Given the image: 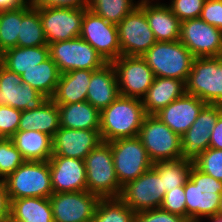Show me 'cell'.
<instances>
[{
  "label": "cell",
  "instance_id": "cell-1",
  "mask_svg": "<svg viewBox=\"0 0 222 222\" xmlns=\"http://www.w3.org/2000/svg\"><path fill=\"white\" fill-rule=\"evenodd\" d=\"M142 99L119 95L100 112V136L104 142L136 137L146 117Z\"/></svg>",
  "mask_w": 222,
  "mask_h": 222
},
{
  "label": "cell",
  "instance_id": "cell-2",
  "mask_svg": "<svg viewBox=\"0 0 222 222\" xmlns=\"http://www.w3.org/2000/svg\"><path fill=\"white\" fill-rule=\"evenodd\" d=\"M186 219L199 222L203 217L218 215L222 197V181L198 170L194 165L184 185Z\"/></svg>",
  "mask_w": 222,
  "mask_h": 222
},
{
  "label": "cell",
  "instance_id": "cell-3",
  "mask_svg": "<svg viewBox=\"0 0 222 222\" xmlns=\"http://www.w3.org/2000/svg\"><path fill=\"white\" fill-rule=\"evenodd\" d=\"M87 191L100 199L119 198L122 186L117 179L110 142H100L84 159Z\"/></svg>",
  "mask_w": 222,
  "mask_h": 222
},
{
  "label": "cell",
  "instance_id": "cell-4",
  "mask_svg": "<svg viewBox=\"0 0 222 222\" xmlns=\"http://www.w3.org/2000/svg\"><path fill=\"white\" fill-rule=\"evenodd\" d=\"M142 57L155 77L174 78L185 82L195 58L180 40L157 41Z\"/></svg>",
  "mask_w": 222,
  "mask_h": 222
},
{
  "label": "cell",
  "instance_id": "cell-5",
  "mask_svg": "<svg viewBox=\"0 0 222 222\" xmlns=\"http://www.w3.org/2000/svg\"><path fill=\"white\" fill-rule=\"evenodd\" d=\"M9 200L53 194L48 161H25L6 179Z\"/></svg>",
  "mask_w": 222,
  "mask_h": 222
},
{
  "label": "cell",
  "instance_id": "cell-6",
  "mask_svg": "<svg viewBox=\"0 0 222 222\" xmlns=\"http://www.w3.org/2000/svg\"><path fill=\"white\" fill-rule=\"evenodd\" d=\"M185 85L187 94L222 106V56L194 58Z\"/></svg>",
  "mask_w": 222,
  "mask_h": 222
},
{
  "label": "cell",
  "instance_id": "cell-7",
  "mask_svg": "<svg viewBox=\"0 0 222 222\" xmlns=\"http://www.w3.org/2000/svg\"><path fill=\"white\" fill-rule=\"evenodd\" d=\"M138 137L153 163L182 158L181 136L155 115H146Z\"/></svg>",
  "mask_w": 222,
  "mask_h": 222
},
{
  "label": "cell",
  "instance_id": "cell-8",
  "mask_svg": "<svg viewBox=\"0 0 222 222\" xmlns=\"http://www.w3.org/2000/svg\"><path fill=\"white\" fill-rule=\"evenodd\" d=\"M114 168L121 186L135 180L153 167L138 136L110 141Z\"/></svg>",
  "mask_w": 222,
  "mask_h": 222
},
{
  "label": "cell",
  "instance_id": "cell-9",
  "mask_svg": "<svg viewBox=\"0 0 222 222\" xmlns=\"http://www.w3.org/2000/svg\"><path fill=\"white\" fill-rule=\"evenodd\" d=\"M50 57L60 73L72 70H98L107 62L81 37L49 44Z\"/></svg>",
  "mask_w": 222,
  "mask_h": 222
},
{
  "label": "cell",
  "instance_id": "cell-10",
  "mask_svg": "<svg viewBox=\"0 0 222 222\" xmlns=\"http://www.w3.org/2000/svg\"><path fill=\"white\" fill-rule=\"evenodd\" d=\"M166 190L163 177L152 167L122 186L120 199L135 213L160 208Z\"/></svg>",
  "mask_w": 222,
  "mask_h": 222
},
{
  "label": "cell",
  "instance_id": "cell-11",
  "mask_svg": "<svg viewBox=\"0 0 222 222\" xmlns=\"http://www.w3.org/2000/svg\"><path fill=\"white\" fill-rule=\"evenodd\" d=\"M119 94L142 99L154 81V73L142 56L121 55L112 61Z\"/></svg>",
  "mask_w": 222,
  "mask_h": 222
},
{
  "label": "cell",
  "instance_id": "cell-12",
  "mask_svg": "<svg viewBox=\"0 0 222 222\" xmlns=\"http://www.w3.org/2000/svg\"><path fill=\"white\" fill-rule=\"evenodd\" d=\"M80 37L88 42L107 63L121 56L117 25L106 21L89 8L82 19Z\"/></svg>",
  "mask_w": 222,
  "mask_h": 222
},
{
  "label": "cell",
  "instance_id": "cell-13",
  "mask_svg": "<svg viewBox=\"0 0 222 222\" xmlns=\"http://www.w3.org/2000/svg\"><path fill=\"white\" fill-rule=\"evenodd\" d=\"M40 15L47 44L80 37L82 19L88 8L35 7Z\"/></svg>",
  "mask_w": 222,
  "mask_h": 222
},
{
  "label": "cell",
  "instance_id": "cell-14",
  "mask_svg": "<svg viewBox=\"0 0 222 222\" xmlns=\"http://www.w3.org/2000/svg\"><path fill=\"white\" fill-rule=\"evenodd\" d=\"M117 30L121 55L142 56L157 42L139 6L117 24Z\"/></svg>",
  "mask_w": 222,
  "mask_h": 222
},
{
  "label": "cell",
  "instance_id": "cell-15",
  "mask_svg": "<svg viewBox=\"0 0 222 222\" xmlns=\"http://www.w3.org/2000/svg\"><path fill=\"white\" fill-rule=\"evenodd\" d=\"M180 41L195 58L222 56V30L200 17L181 22Z\"/></svg>",
  "mask_w": 222,
  "mask_h": 222
},
{
  "label": "cell",
  "instance_id": "cell-16",
  "mask_svg": "<svg viewBox=\"0 0 222 222\" xmlns=\"http://www.w3.org/2000/svg\"><path fill=\"white\" fill-rule=\"evenodd\" d=\"M54 222H91L100 198L88 191L53 193L49 197Z\"/></svg>",
  "mask_w": 222,
  "mask_h": 222
},
{
  "label": "cell",
  "instance_id": "cell-17",
  "mask_svg": "<svg viewBox=\"0 0 222 222\" xmlns=\"http://www.w3.org/2000/svg\"><path fill=\"white\" fill-rule=\"evenodd\" d=\"M47 99L30 84L23 83L19 74L4 66L0 68V106L8 105L20 111L33 110Z\"/></svg>",
  "mask_w": 222,
  "mask_h": 222
},
{
  "label": "cell",
  "instance_id": "cell-18",
  "mask_svg": "<svg viewBox=\"0 0 222 222\" xmlns=\"http://www.w3.org/2000/svg\"><path fill=\"white\" fill-rule=\"evenodd\" d=\"M219 118V105L206 104L197 119L181 136L183 159L195 161L209 148L211 131Z\"/></svg>",
  "mask_w": 222,
  "mask_h": 222
},
{
  "label": "cell",
  "instance_id": "cell-19",
  "mask_svg": "<svg viewBox=\"0 0 222 222\" xmlns=\"http://www.w3.org/2000/svg\"><path fill=\"white\" fill-rule=\"evenodd\" d=\"M100 142L99 130L60 127L52 138V156L84 160Z\"/></svg>",
  "mask_w": 222,
  "mask_h": 222
},
{
  "label": "cell",
  "instance_id": "cell-20",
  "mask_svg": "<svg viewBox=\"0 0 222 222\" xmlns=\"http://www.w3.org/2000/svg\"><path fill=\"white\" fill-rule=\"evenodd\" d=\"M48 162L53 193L87 191L84 160L51 156Z\"/></svg>",
  "mask_w": 222,
  "mask_h": 222
},
{
  "label": "cell",
  "instance_id": "cell-21",
  "mask_svg": "<svg viewBox=\"0 0 222 222\" xmlns=\"http://www.w3.org/2000/svg\"><path fill=\"white\" fill-rule=\"evenodd\" d=\"M205 105L206 103L201 99L186 93L154 115L173 132L182 136L195 122L199 112Z\"/></svg>",
  "mask_w": 222,
  "mask_h": 222
},
{
  "label": "cell",
  "instance_id": "cell-22",
  "mask_svg": "<svg viewBox=\"0 0 222 222\" xmlns=\"http://www.w3.org/2000/svg\"><path fill=\"white\" fill-rule=\"evenodd\" d=\"M119 95L116 72L111 63L92 72L87 91V102L101 112Z\"/></svg>",
  "mask_w": 222,
  "mask_h": 222
},
{
  "label": "cell",
  "instance_id": "cell-23",
  "mask_svg": "<svg viewBox=\"0 0 222 222\" xmlns=\"http://www.w3.org/2000/svg\"><path fill=\"white\" fill-rule=\"evenodd\" d=\"M185 94V81L155 77L146 95L142 98V104L147 115H154Z\"/></svg>",
  "mask_w": 222,
  "mask_h": 222
},
{
  "label": "cell",
  "instance_id": "cell-24",
  "mask_svg": "<svg viewBox=\"0 0 222 222\" xmlns=\"http://www.w3.org/2000/svg\"><path fill=\"white\" fill-rule=\"evenodd\" d=\"M139 7L144 11L157 41L180 40L181 21L167 4L156 2Z\"/></svg>",
  "mask_w": 222,
  "mask_h": 222
},
{
  "label": "cell",
  "instance_id": "cell-25",
  "mask_svg": "<svg viewBox=\"0 0 222 222\" xmlns=\"http://www.w3.org/2000/svg\"><path fill=\"white\" fill-rule=\"evenodd\" d=\"M95 70H72L61 73L55 94L51 98L56 104L84 102L92 72Z\"/></svg>",
  "mask_w": 222,
  "mask_h": 222
},
{
  "label": "cell",
  "instance_id": "cell-26",
  "mask_svg": "<svg viewBox=\"0 0 222 222\" xmlns=\"http://www.w3.org/2000/svg\"><path fill=\"white\" fill-rule=\"evenodd\" d=\"M59 128V107L48 98L39 108L22 111L17 131H40L53 138Z\"/></svg>",
  "mask_w": 222,
  "mask_h": 222
},
{
  "label": "cell",
  "instance_id": "cell-27",
  "mask_svg": "<svg viewBox=\"0 0 222 222\" xmlns=\"http://www.w3.org/2000/svg\"><path fill=\"white\" fill-rule=\"evenodd\" d=\"M57 105L59 107L60 127L100 130V111L89 102Z\"/></svg>",
  "mask_w": 222,
  "mask_h": 222
},
{
  "label": "cell",
  "instance_id": "cell-28",
  "mask_svg": "<svg viewBox=\"0 0 222 222\" xmlns=\"http://www.w3.org/2000/svg\"><path fill=\"white\" fill-rule=\"evenodd\" d=\"M11 139L26 161H48L52 156V137L46 133L17 131Z\"/></svg>",
  "mask_w": 222,
  "mask_h": 222
},
{
  "label": "cell",
  "instance_id": "cell-29",
  "mask_svg": "<svg viewBox=\"0 0 222 222\" xmlns=\"http://www.w3.org/2000/svg\"><path fill=\"white\" fill-rule=\"evenodd\" d=\"M10 216L23 222H54L49 198L13 199L10 201Z\"/></svg>",
  "mask_w": 222,
  "mask_h": 222
},
{
  "label": "cell",
  "instance_id": "cell-30",
  "mask_svg": "<svg viewBox=\"0 0 222 222\" xmlns=\"http://www.w3.org/2000/svg\"><path fill=\"white\" fill-rule=\"evenodd\" d=\"M50 57L49 45L13 47L4 51L3 66L19 75Z\"/></svg>",
  "mask_w": 222,
  "mask_h": 222
},
{
  "label": "cell",
  "instance_id": "cell-31",
  "mask_svg": "<svg viewBox=\"0 0 222 222\" xmlns=\"http://www.w3.org/2000/svg\"><path fill=\"white\" fill-rule=\"evenodd\" d=\"M60 74L57 64L49 57L20 76L23 83L30 84L47 98H52L55 94Z\"/></svg>",
  "mask_w": 222,
  "mask_h": 222
},
{
  "label": "cell",
  "instance_id": "cell-32",
  "mask_svg": "<svg viewBox=\"0 0 222 222\" xmlns=\"http://www.w3.org/2000/svg\"><path fill=\"white\" fill-rule=\"evenodd\" d=\"M48 45L38 10L29 1L22 7V22L18 34V47H37Z\"/></svg>",
  "mask_w": 222,
  "mask_h": 222
},
{
  "label": "cell",
  "instance_id": "cell-33",
  "mask_svg": "<svg viewBox=\"0 0 222 222\" xmlns=\"http://www.w3.org/2000/svg\"><path fill=\"white\" fill-rule=\"evenodd\" d=\"M194 162L188 159H176L153 163V168L163 177V189L168 192L176 187L184 186L189 180Z\"/></svg>",
  "mask_w": 222,
  "mask_h": 222
},
{
  "label": "cell",
  "instance_id": "cell-34",
  "mask_svg": "<svg viewBox=\"0 0 222 222\" xmlns=\"http://www.w3.org/2000/svg\"><path fill=\"white\" fill-rule=\"evenodd\" d=\"M91 222H135V212L120 198L100 199Z\"/></svg>",
  "mask_w": 222,
  "mask_h": 222
},
{
  "label": "cell",
  "instance_id": "cell-35",
  "mask_svg": "<svg viewBox=\"0 0 222 222\" xmlns=\"http://www.w3.org/2000/svg\"><path fill=\"white\" fill-rule=\"evenodd\" d=\"M134 0H91L88 8L106 21L118 24L136 7Z\"/></svg>",
  "mask_w": 222,
  "mask_h": 222
},
{
  "label": "cell",
  "instance_id": "cell-36",
  "mask_svg": "<svg viewBox=\"0 0 222 222\" xmlns=\"http://www.w3.org/2000/svg\"><path fill=\"white\" fill-rule=\"evenodd\" d=\"M21 22L22 7L0 11V49L3 52L17 46Z\"/></svg>",
  "mask_w": 222,
  "mask_h": 222
},
{
  "label": "cell",
  "instance_id": "cell-37",
  "mask_svg": "<svg viewBox=\"0 0 222 222\" xmlns=\"http://www.w3.org/2000/svg\"><path fill=\"white\" fill-rule=\"evenodd\" d=\"M26 160L11 138H0V176L6 179Z\"/></svg>",
  "mask_w": 222,
  "mask_h": 222
},
{
  "label": "cell",
  "instance_id": "cell-38",
  "mask_svg": "<svg viewBox=\"0 0 222 222\" xmlns=\"http://www.w3.org/2000/svg\"><path fill=\"white\" fill-rule=\"evenodd\" d=\"M193 162L201 172L222 181V149L209 147Z\"/></svg>",
  "mask_w": 222,
  "mask_h": 222
},
{
  "label": "cell",
  "instance_id": "cell-39",
  "mask_svg": "<svg viewBox=\"0 0 222 222\" xmlns=\"http://www.w3.org/2000/svg\"><path fill=\"white\" fill-rule=\"evenodd\" d=\"M206 0H171L168 5L173 14L182 22L199 18Z\"/></svg>",
  "mask_w": 222,
  "mask_h": 222
},
{
  "label": "cell",
  "instance_id": "cell-40",
  "mask_svg": "<svg viewBox=\"0 0 222 222\" xmlns=\"http://www.w3.org/2000/svg\"><path fill=\"white\" fill-rule=\"evenodd\" d=\"M21 113L8 105L0 106V138H11L17 132Z\"/></svg>",
  "mask_w": 222,
  "mask_h": 222
},
{
  "label": "cell",
  "instance_id": "cell-41",
  "mask_svg": "<svg viewBox=\"0 0 222 222\" xmlns=\"http://www.w3.org/2000/svg\"><path fill=\"white\" fill-rule=\"evenodd\" d=\"M160 208L169 213L186 218L184 186H179L166 192Z\"/></svg>",
  "mask_w": 222,
  "mask_h": 222
},
{
  "label": "cell",
  "instance_id": "cell-42",
  "mask_svg": "<svg viewBox=\"0 0 222 222\" xmlns=\"http://www.w3.org/2000/svg\"><path fill=\"white\" fill-rule=\"evenodd\" d=\"M135 222H189L186 218L164 211L161 208L135 213Z\"/></svg>",
  "mask_w": 222,
  "mask_h": 222
},
{
  "label": "cell",
  "instance_id": "cell-43",
  "mask_svg": "<svg viewBox=\"0 0 222 222\" xmlns=\"http://www.w3.org/2000/svg\"><path fill=\"white\" fill-rule=\"evenodd\" d=\"M200 18L222 30V0H206Z\"/></svg>",
  "mask_w": 222,
  "mask_h": 222
},
{
  "label": "cell",
  "instance_id": "cell-44",
  "mask_svg": "<svg viewBox=\"0 0 222 222\" xmlns=\"http://www.w3.org/2000/svg\"><path fill=\"white\" fill-rule=\"evenodd\" d=\"M33 7L88 8L83 0H30Z\"/></svg>",
  "mask_w": 222,
  "mask_h": 222
},
{
  "label": "cell",
  "instance_id": "cell-45",
  "mask_svg": "<svg viewBox=\"0 0 222 222\" xmlns=\"http://www.w3.org/2000/svg\"><path fill=\"white\" fill-rule=\"evenodd\" d=\"M10 216V200L5 179L0 181V222H6Z\"/></svg>",
  "mask_w": 222,
  "mask_h": 222
},
{
  "label": "cell",
  "instance_id": "cell-46",
  "mask_svg": "<svg viewBox=\"0 0 222 222\" xmlns=\"http://www.w3.org/2000/svg\"><path fill=\"white\" fill-rule=\"evenodd\" d=\"M209 147L222 149V106L219 105V118L211 131Z\"/></svg>",
  "mask_w": 222,
  "mask_h": 222
},
{
  "label": "cell",
  "instance_id": "cell-47",
  "mask_svg": "<svg viewBox=\"0 0 222 222\" xmlns=\"http://www.w3.org/2000/svg\"><path fill=\"white\" fill-rule=\"evenodd\" d=\"M30 0H0V11L17 9L25 6Z\"/></svg>",
  "mask_w": 222,
  "mask_h": 222
},
{
  "label": "cell",
  "instance_id": "cell-48",
  "mask_svg": "<svg viewBox=\"0 0 222 222\" xmlns=\"http://www.w3.org/2000/svg\"><path fill=\"white\" fill-rule=\"evenodd\" d=\"M208 220H211L212 222H222V215H214L207 218ZM200 222V221H199Z\"/></svg>",
  "mask_w": 222,
  "mask_h": 222
},
{
  "label": "cell",
  "instance_id": "cell-49",
  "mask_svg": "<svg viewBox=\"0 0 222 222\" xmlns=\"http://www.w3.org/2000/svg\"><path fill=\"white\" fill-rule=\"evenodd\" d=\"M153 0H141V1H138V3L136 2V5L137 6H142V5H147V4H151Z\"/></svg>",
  "mask_w": 222,
  "mask_h": 222
},
{
  "label": "cell",
  "instance_id": "cell-50",
  "mask_svg": "<svg viewBox=\"0 0 222 222\" xmlns=\"http://www.w3.org/2000/svg\"><path fill=\"white\" fill-rule=\"evenodd\" d=\"M4 52L0 49V68L3 66Z\"/></svg>",
  "mask_w": 222,
  "mask_h": 222
},
{
  "label": "cell",
  "instance_id": "cell-51",
  "mask_svg": "<svg viewBox=\"0 0 222 222\" xmlns=\"http://www.w3.org/2000/svg\"><path fill=\"white\" fill-rule=\"evenodd\" d=\"M6 222H23V221L13 219L11 216H9Z\"/></svg>",
  "mask_w": 222,
  "mask_h": 222
},
{
  "label": "cell",
  "instance_id": "cell-52",
  "mask_svg": "<svg viewBox=\"0 0 222 222\" xmlns=\"http://www.w3.org/2000/svg\"><path fill=\"white\" fill-rule=\"evenodd\" d=\"M218 214L222 215V197H221V202H220V207H219V210H218Z\"/></svg>",
  "mask_w": 222,
  "mask_h": 222
},
{
  "label": "cell",
  "instance_id": "cell-53",
  "mask_svg": "<svg viewBox=\"0 0 222 222\" xmlns=\"http://www.w3.org/2000/svg\"><path fill=\"white\" fill-rule=\"evenodd\" d=\"M88 6L91 0H83Z\"/></svg>",
  "mask_w": 222,
  "mask_h": 222
}]
</instances>
